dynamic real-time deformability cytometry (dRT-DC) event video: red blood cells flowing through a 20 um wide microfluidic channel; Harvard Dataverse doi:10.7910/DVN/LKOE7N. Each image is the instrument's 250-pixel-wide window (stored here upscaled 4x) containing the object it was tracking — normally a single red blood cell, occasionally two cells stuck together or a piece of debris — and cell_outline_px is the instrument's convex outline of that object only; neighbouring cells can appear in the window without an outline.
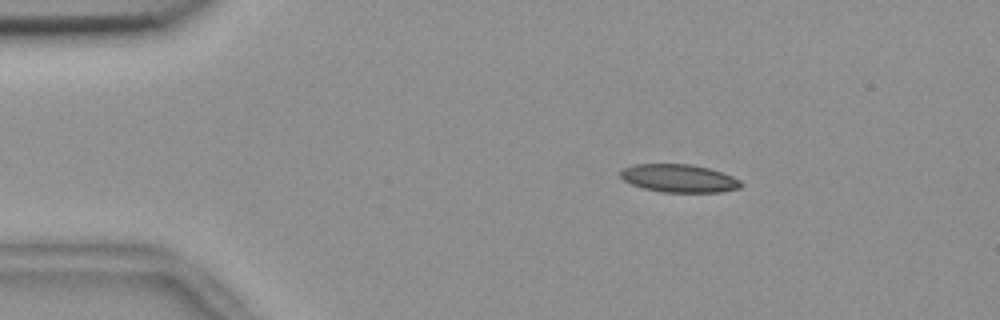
{"species": "common noctule bat (a hibernating species)", "species_latin": "Nyctalus noctula", "temperature_condition": "room temperature", "stored_images_in_passage": 52, "camera_frame_rate_fps": 3000, "um_per_image_px": 0.085, "animal": {"sex": "female", "body_mass_g": 18.4}, "frame": {"image": 1, "passage_image": 6, "time_ms": 1.667, "image_size_px": [1000, 320], "cell_outline_px": [[744, 184], [740, 188], [720, 192], [664, 192], [644, 188], [632, 184], [624, 180], [620, 176], [620, 172], [624, 168], [636, 164], [692, 164], [708, 168], [732, 176], [740, 180]], "centroid_in_image_um": [57.74, 15.16], "position_along_channel_um": 27.3, "area_um2": 19.54}}
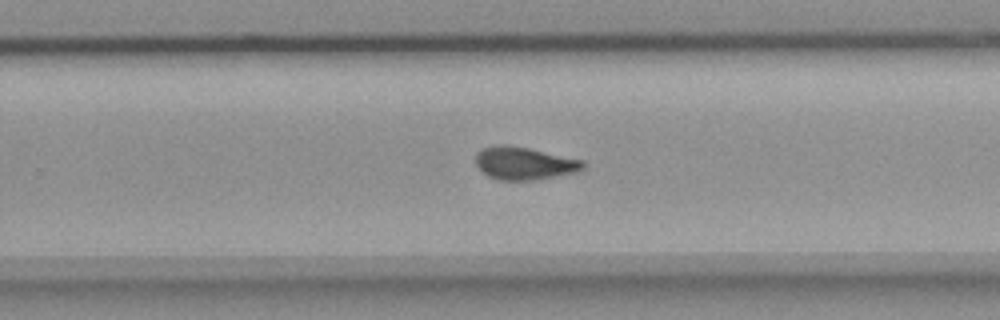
{"frame": {"image": 2, "passage_image": 32, "time_ms": 10.333, "image_size_px": [1000, 320], "cell_outline_px": [[588, 164], [584, 168], [576, 172], [556, 176], [528, 180], [500, 180], [488, 176], [476, 164], [476, 152], [480, 148], [496, 144], [508, 144], [528, 148], [584, 160]], "centroid_in_image_um": [44.56, 13.86], "position_along_channel_um": 285.2, "area_um2": 20.58}}
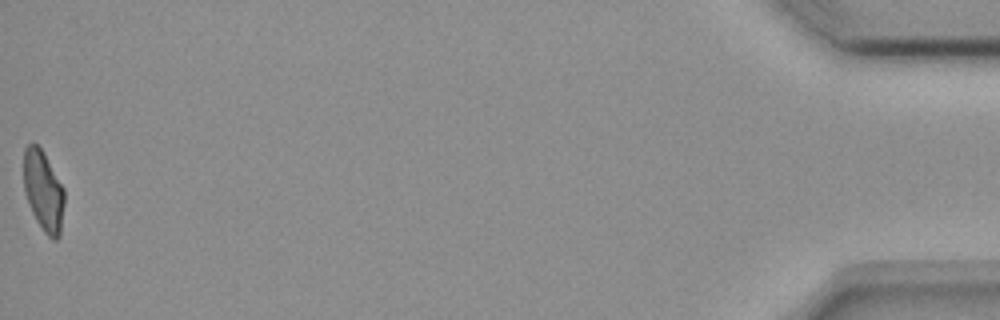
{"frame": {"image": 3, "passage_image": 52, "time_ms": 17.0, "image_size_px": [1000, 320], "cell_outline_px": [[64, 204], [60, 236], [56, 240], [52, 240], [44, 232], [36, 220], [32, 212], [24, 192], [24, 148], [32, 140], [44, 152], [64, 188]], "centroid_in_image_um": [3.69, 16.22], "position_along_channel_um": 431.5, "area_um2": 19.25}, "authors_computed_cell_mechanics": {"area_um2": 20.1722, "velocity_mm_per_s": 3.6747, "shape_relaxation_time_tau1_ms": null, "shape_relaxation_time_tau2_ms": 2.7898, "deformation_change_tau1": null, "deformation_change_tau2": 0.0893}}